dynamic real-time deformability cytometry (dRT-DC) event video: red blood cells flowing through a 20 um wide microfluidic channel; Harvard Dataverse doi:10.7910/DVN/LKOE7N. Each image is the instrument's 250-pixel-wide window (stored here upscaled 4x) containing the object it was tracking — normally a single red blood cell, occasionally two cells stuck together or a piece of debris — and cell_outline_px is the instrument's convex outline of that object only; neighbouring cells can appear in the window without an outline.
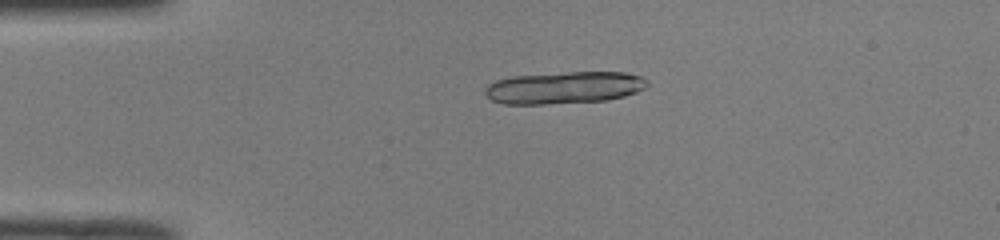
{"species": "common noctule bat (a hibernating species)", "species_latin": "Nyctalus noctula", "temperature_condition": "room temperature", "stored_images_in_passage": 35, "camera_frame_rate_fps": 3000, "um_per_image_px": 0.085, "animal": {"sex": "male", "body_mass_g": 19.0, "forearm_length_mm": 50.8}, "frame": {"image": 1, "passage_image": 11, "time_ms": 3.333, "image_size_px": [1000, 240], "cell_outline_px": [[648, 84], [644, 88], [636, 92], [624, 96], [608, 100], [544, 104], [504, 104], [492, 100], [484, 92], [484, 88], [488, 84], [496, 80], [512, 76], [568, 72], [624, 72], [640, 76], [648, 80]], "centroid_in_image_um": [47.95, 7.45], "position_along_channel_um": 37.1, "area_um2": 30.4}}